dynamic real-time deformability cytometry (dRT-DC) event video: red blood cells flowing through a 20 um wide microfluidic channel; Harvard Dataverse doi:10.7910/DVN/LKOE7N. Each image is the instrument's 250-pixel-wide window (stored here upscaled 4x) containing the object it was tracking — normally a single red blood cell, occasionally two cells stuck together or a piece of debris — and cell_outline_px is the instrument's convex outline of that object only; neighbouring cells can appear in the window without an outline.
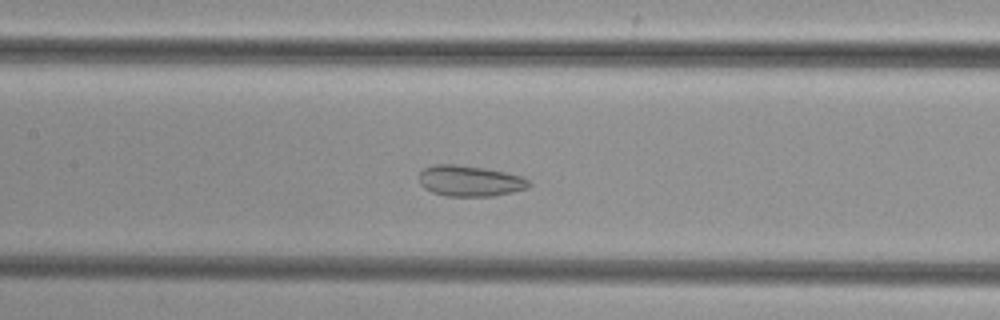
{"species": "common noctule bat (a hibernating species)", "species_latin": "Nyctalus noctula", "temperature_condition": "cold", "stored_images_in_passage": 44, "camera_frame_rate_fps": 3000, "um_per_image_px": 0.085, "animal": {"sex": "female", "body_mass_g": 29.2, "forearm_length_mm": 56.3}, "frame": {"image": 1, "passage_image": 17, "time_ms": 5.333, "image_size_px": [1000, 320], "cell_outline_px": [[532, 184], [528, 188], [512, 192], [492, 196], [448, 196], [432, 192], [424, 188], [420, 184], [420, 172], [424, 168], [436, 164], [456, 164], [484, 168], [524, 176]], "centroid_in_image_um": [39.96, 15.38], "position_along_channel_um": 167.4, "area_um2": 19.77}}
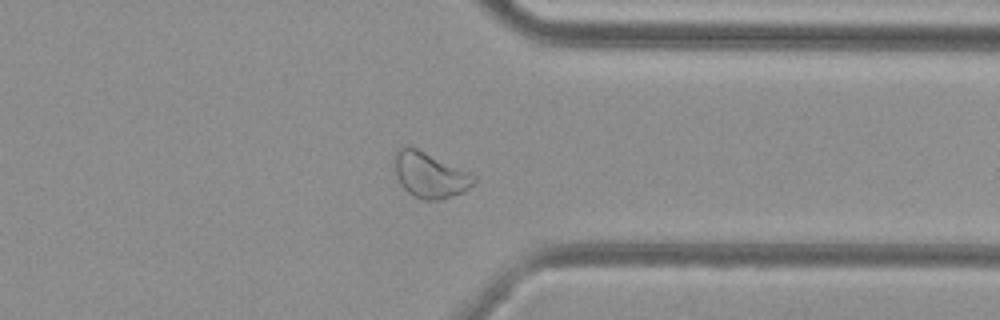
{"frame": {"image": 2, "passage_image": 33, "time_ms": 10.667, "image_size_px": [1000, 320], "cell_outline_px": [[476, 180], [464, 192], [440, 200], [424, 200], [412, 196], [400, 184], [396, 176], [392, 160], [396, 152], [400, 148], [408, 144], [468, 172], [476, 176]], "centroid_in_image_um": [36.48, 14.87], "position_along_channel_um": 374.9, "area_um2": 21.1}}
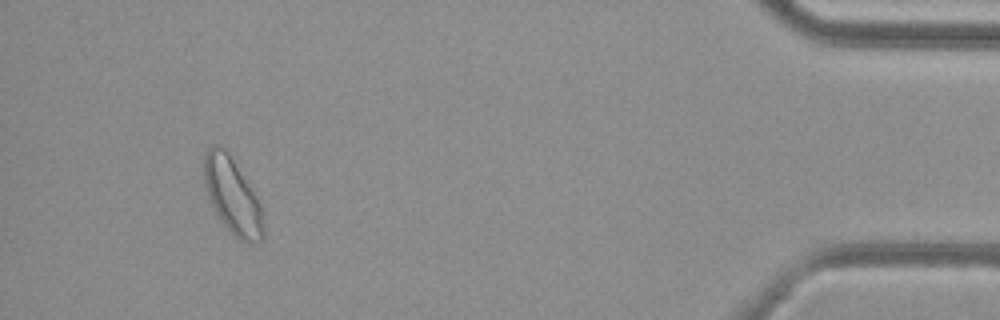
{"frame": {"image": 3, "passage_image": 41, "time_ms": 13.333, "image_size_px": [1000, 320], "cell_outline_px": [[264, 236], [256, 244], [236, 240], [228, 232], [220, 220], [208, 200], [200, 168], [200, 160], [204, 152], [212, 144], [220, 144], [228, 152], [256, 196], [260, 204], [264, 220]], "centroid_in_image_um": [19.68, 16.64], "position_along_channel_um": 415.5, "area_um2": 27.34}}